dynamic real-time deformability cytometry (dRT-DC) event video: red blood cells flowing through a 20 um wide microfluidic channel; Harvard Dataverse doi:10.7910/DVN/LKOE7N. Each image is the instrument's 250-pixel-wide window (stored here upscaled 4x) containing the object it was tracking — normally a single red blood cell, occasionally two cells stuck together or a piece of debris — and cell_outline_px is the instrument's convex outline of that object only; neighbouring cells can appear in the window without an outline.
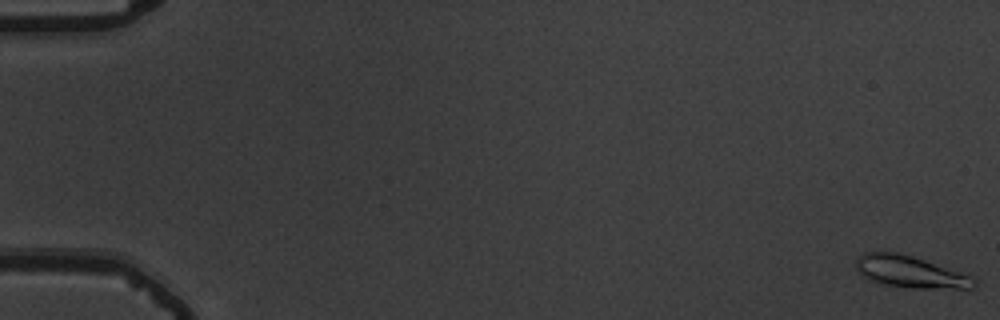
{"species": "common noctule bat (a hibernating species)", "species_latin": "Nyctalus noctula", "temperature_condition": "warm", "stored_images_in_passage": 17, "camera_frame_rate_fps": 3000, "um_per_image_px": 0.085, "animal": {"sex": "male", "body_mass_g": 19.5, "forearm_length_mm": 54.6}, "frame": {"image": 1, "passage_image": 1, "time_ms": 0.0, "image_size_px": [1000, 320], "cell_outline_px": [[976, 284], [972, 288], [912, 288], [884, 284], [872, 280], [864, 276], [856, 268], [856, 256], [864, 252], [900, 252], [972, 276], [976, 280]], "centroid_in_image_um": [77.35, 23.09], "position_along_channel_um": 7.7, "area_um2": 21.62}}